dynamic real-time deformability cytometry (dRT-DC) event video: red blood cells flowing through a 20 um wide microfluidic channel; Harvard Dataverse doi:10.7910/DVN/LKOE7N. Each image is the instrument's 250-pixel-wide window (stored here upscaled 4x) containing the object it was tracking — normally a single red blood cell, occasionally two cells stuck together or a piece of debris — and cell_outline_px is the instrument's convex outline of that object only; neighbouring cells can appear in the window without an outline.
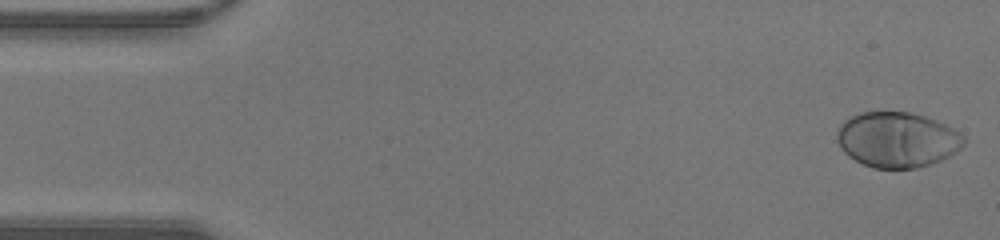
{"species": "human", "species_latin": "Homo sapiens", "temperature_condition": "warm", "stored_images_in_passage": 46, "camera_frame_rate_fps": 3000, "um_per_image_px": 0.085, "donor": {"sex": "male"}, "frame": {"image": 1, "passage_image": 1, "time_ms": 0.0, "image_size_px": [1000, 240], "cell_outline_px": [[964, 144], [956, 152], [940, 160], [916, 168], [872, 168], [848, 156], [840, 148], [836, 140], [836, 132], [840, 124], [844, 120], [860, 112], [912, 112], [936, 120], [952, 128], [964, 136]], "centroid_in_image_um": [76.22, 11.87], "position_along_channel_um": 8.8, "area_um2": 40.86}}
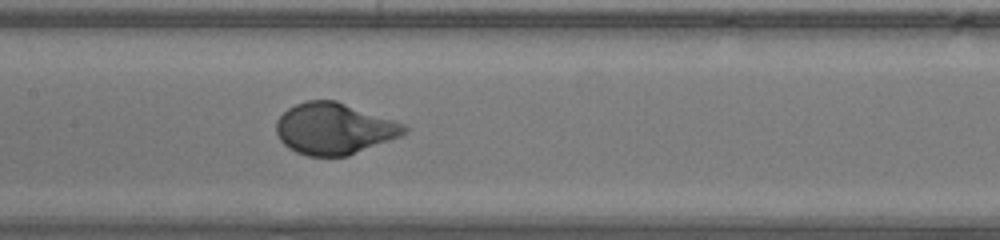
{"frame": {"image": 2, "passage_image": 22, "time_ms": 7.0, "image_size_px": [1000, 240], "cell_outline_px": [[408, 132], [400, 136], [348, 156], [308, 156], [296, 152], [288, 148], [280, 140], [276, 132], [276, 120], [288, 108], [296, 104], [308, 100], [336, 100], [404, 124], [408, 128]], "centroid_in_image_um": [28.38, 10.94], "position_along_channel_um": 179.0, "area_um2": 38.21}}
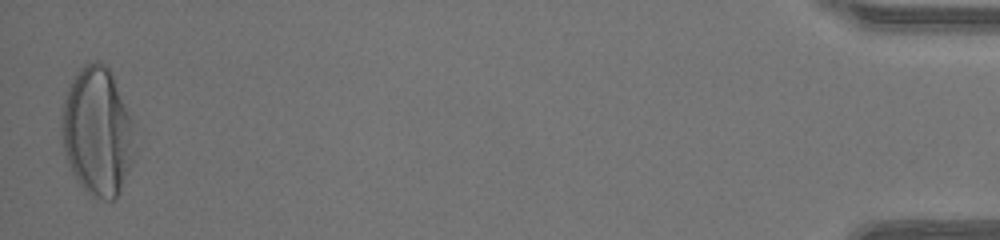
{"frame": {"image": 3, "passage_image": 46, "time_ms": 15.0, "image_size_px": [1000, 240], "cell_outline_px": [[136, 160], [120, 192], [112, 200], [104, 200], [92, 196], [80, 184], [72, 172], [68, 164], [64, 148], [60, 124], [60, 108], [68, 88], [72, 80], [84, 64], [96, 60], [104, 64], [108, 68], [112, 76], [132, 120]], "centroid_in_image_um": [8.28, 11.22], "position_along_channel_um": 426.9, "area_um2": 54.97}, "authors_computed_cell_mechanics": {"area_um2": 39.015, "velocity_mm_per_s": 4.3775, "shape_relaxation_time_tau1_ms": 2.7585, "shape_relaxation_time_tau2_ms": null, "deformation_change_tau1": 0.2284, "deformation_change_tau2": null}}